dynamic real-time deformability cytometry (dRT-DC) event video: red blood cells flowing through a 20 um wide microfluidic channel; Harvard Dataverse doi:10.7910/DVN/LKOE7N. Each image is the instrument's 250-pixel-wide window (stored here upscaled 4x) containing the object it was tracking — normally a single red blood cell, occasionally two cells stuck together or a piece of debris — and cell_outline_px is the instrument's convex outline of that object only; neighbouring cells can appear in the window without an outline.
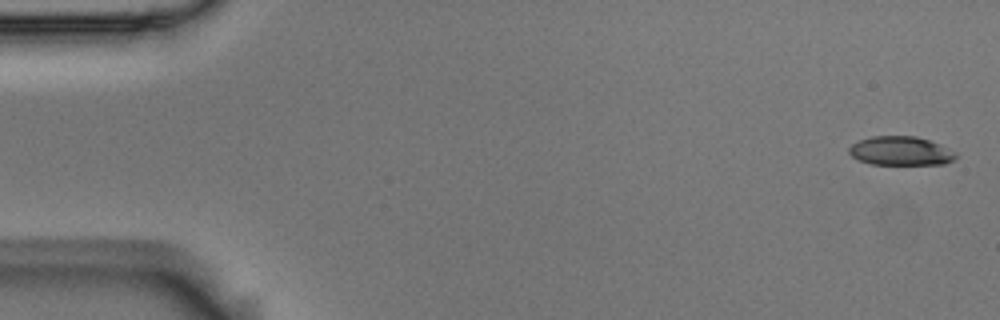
{"species": "Egyptian fruit bat (a non-hibernating species)", "species_latin": "Rousettus aegyptiacus", "temperature_condition": "room temperature", "stored_images_in_passage": 5, "segment_of_instrument_passage": [1, 2], "camera_frame_rate_fps": 3000, "um_per_image_px": 0.085, "animal": {"sex": "male"}, "frame": {"image": 1, "passage_image": 1, "time_ms": 0.0, "image_size_px": [1000, 320], "cell_outline_px": [[956, 156], [952, 160], [944, 164], [872, 164], [860, 160], [852, 156], [848, 152], [848, 148], [852, 144], [860, 140], [872, 136], [916, 136], [940, 144], [956, 152]], "centroid_in_image_um": [76.55, 12.82], "position_along_channel_um": 8.4, "area_um2": 17.86}}